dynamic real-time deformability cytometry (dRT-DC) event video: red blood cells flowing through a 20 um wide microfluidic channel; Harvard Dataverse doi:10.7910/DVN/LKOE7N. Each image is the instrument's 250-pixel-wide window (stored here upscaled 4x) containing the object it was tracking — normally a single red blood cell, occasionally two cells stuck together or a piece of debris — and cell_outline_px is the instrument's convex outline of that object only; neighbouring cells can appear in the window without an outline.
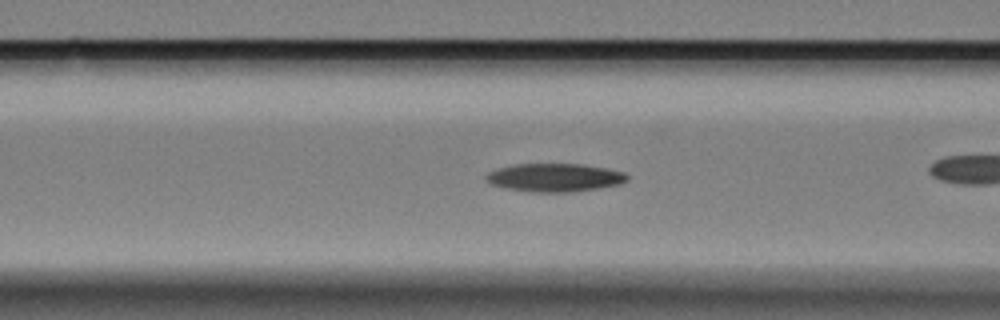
{"species": "Egyptian fruit bat (a non-hibernating species)", "species_latin": "Rousettus aegyptiacus", "temperature_condition": "cold", "stored_images_in_passage": 44, "camera_frame_rate_fps": 3000, "um_per_image_px": 0.085, "animal": {"sex": "female"}, "frame": {"image": 1, "passage_image": 14, "time_ms": 4.333, "image_size_px": [1000, 320], "cell_outline_px": [[628, 180], [620, 184], [600, 188], [572, 192], [532, 192], [504, 188], [492, 184], [484, 176], [488, 172], [496, 168], [512, 164], [580, 164], [608, 168], [624, 172], [628, 176]], "centroid_in_image_um": [47.15, 15.09], "position_along_channel_um": 119.5, "area_um2": 23.41}}
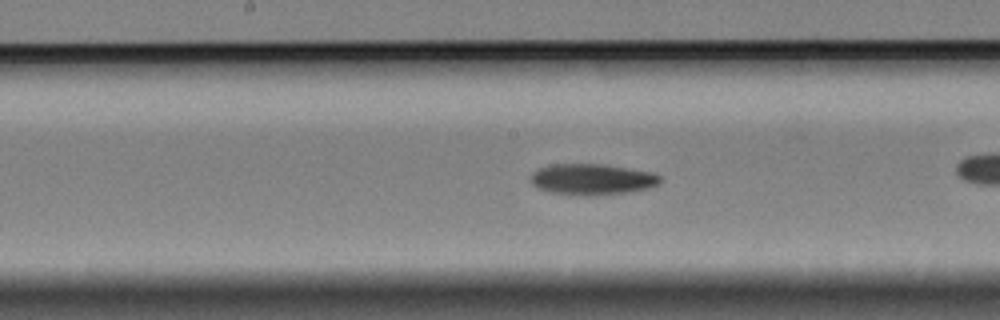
{"frame": {"image": 2, "passage_image": 21, "time_ms": 6.667, "image_size_px": [1000, 320], "cell_outline_px": [[660, 184], [648, 188], [628, 192], [592, 196], [588, 196], [548, 192], [536, 188], [528, 180], [532, 172], [540, 168], [556, 164], [600, 164], [652, 172], [660, 176]], "centroid_in_image_um": [50.28, 15.25], "position_along_channel_um": 197.9, "area_um2": 23.47}}
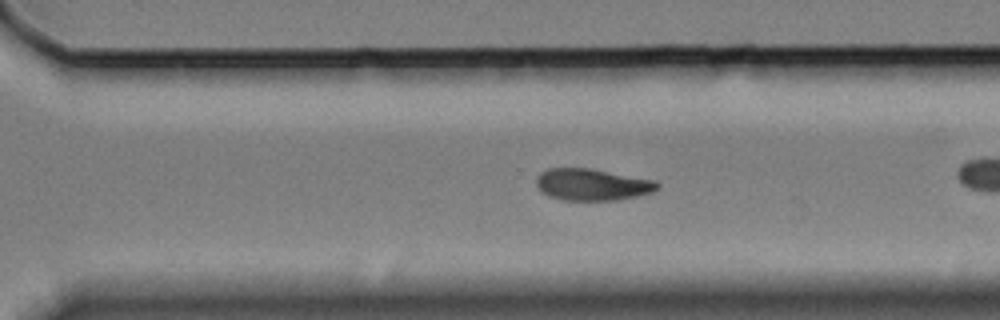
{"frame": {"image": 3, "passage_image": 32, "time_ms": 10.333, "image_size_px": [1000, 320], "cell_outline_px": [[660, 188], [652, 192], [636, 196], [616, 200], [560, 200], [548, 196], [540, 192], [536, 184], [536, 176], [540, 172], [548, 168], [592, 168], [656, 180], [660, 184]], "centroid_in_image_um": [50.32, 15.68], "position_along_channel_um": 320.3, "area_um2": 22.77}, "authors_computed_cell_mechanics": {"area_um2": 22.9755, "velocity_mm_per_s": 3.3467, "shape_relaxation_time_tau1_ms": 6.1021, "shape_relaxation_time_tau2_ms": null, "deformation_change_tau1": 0.1497, "deformation_change_tau2": null}}